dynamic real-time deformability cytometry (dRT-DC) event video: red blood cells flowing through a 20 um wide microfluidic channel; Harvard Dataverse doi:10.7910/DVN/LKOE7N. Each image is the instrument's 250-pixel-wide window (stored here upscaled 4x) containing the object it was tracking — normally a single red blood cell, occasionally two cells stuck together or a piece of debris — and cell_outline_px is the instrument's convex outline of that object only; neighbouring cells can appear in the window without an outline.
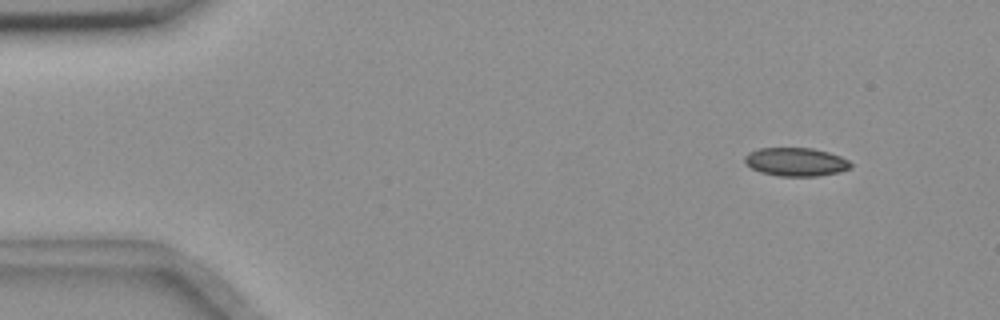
{"species": "common noctule bat (a hibernating species)", "species_latin": "Nyctalus noctula", "temperature_condition": "room temperature", "stored_images_in_passage": 56, "camera_frame_rate_fps": 3000, "um_per_image_px": 0.085, "animal": {"sex": "female", "body_mass_g": 18.4}, "frame": {"image": 1, "passage_image": 6, "time_ms": 1.667, "image_size_px": [1000, 320], "cell_outline_px": [[852, 168], [840, 172], [816, 176], [780, 176], [760, 172], [752, 168], [744, 160], [744, 156], [748, 152], [760, 148], [812, 148], [828, 152], [840, 156], [848, 160], [852, 164]], "centroid_in_image_um": [67.67, 13.76], "position_along_channel_um": 17.3, "area_um2": 17.57}}
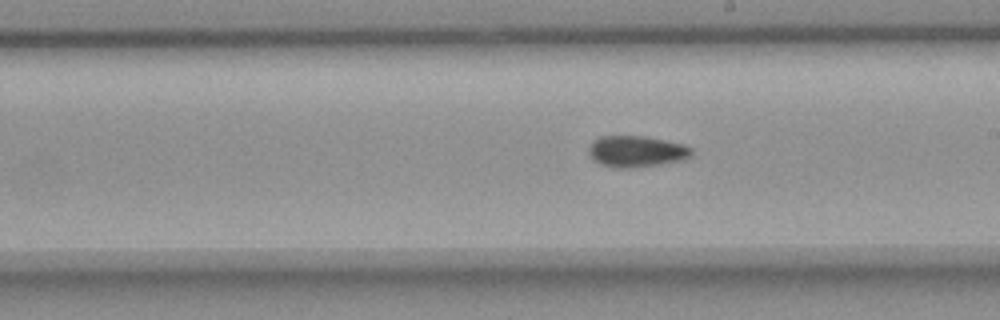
{"frame": {"image": 2, "passage_image": 32, "time_ms": 10.333, "image_size_px": [1000, 320], "cell_outline_px": [[692, 156], [680, 160], [656, 164], [628, 168], [620, 168], [600, 164], [588, 152], [588, 148], [592, 140], [600, 136], [644, 136], [684, 144], [692, 148]], "centroid_in_image_um": [54.08, 12.85], "position_along_channel_um": 234.9, "area_um2": 18.5}}
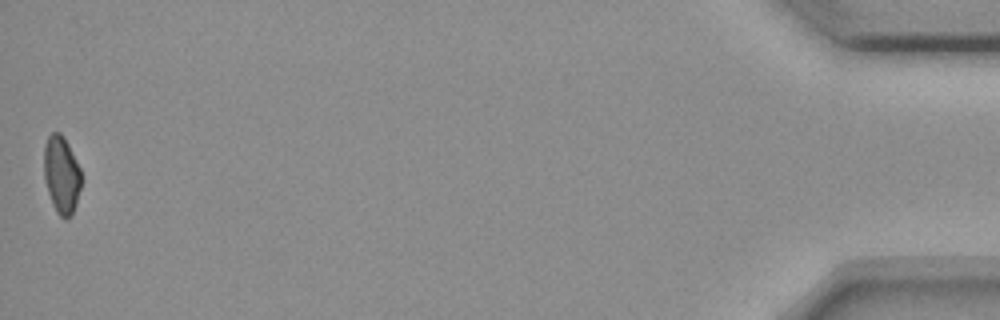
{"frame": {"image": 3, "passage_image": 56, "time_ms": 18.333, "image_size_px": [1000, 320], "cell_outline_px": [[80, 188], [76, 204], [72, 216], [64, 220], [56, 212], [52, 204], [44, 180], [44, 144], [48, 136], [52, 132], [60, 132], [64, 136], [80, 168]], "centroid_in_image_um": [5.21, 14.86], "position_along_channel_um": 430.0, "area_um2": 16.94}, "authors_computed_cell_mechanics": {"area_um2": 17.8024, "velocity_mm_per_s": 3.6441, "shape_relaxation_time_tau1_ms": null, "shape_relaxation_time_tau2_ms": 5.8781, "deformation_change_tau1": null, "deformation_change_tau2": 0.0927}}